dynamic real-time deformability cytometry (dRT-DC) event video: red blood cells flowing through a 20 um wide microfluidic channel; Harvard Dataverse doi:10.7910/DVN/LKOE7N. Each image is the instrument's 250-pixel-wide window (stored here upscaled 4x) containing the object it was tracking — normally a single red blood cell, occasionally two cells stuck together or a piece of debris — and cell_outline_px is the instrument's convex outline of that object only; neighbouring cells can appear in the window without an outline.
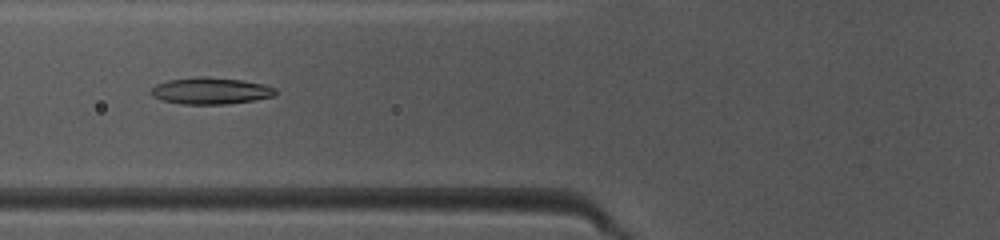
{"species": "common noctule bat (a hibernating species)", "species_latin": "Nyctalus noctula", "temperature_condition": "warm", "stored_images_in_passage": 14, "camera_frame_rate_fps": 3000, "um_per_image_px": 0.085, "animal": {"sex": "female", "body_mass_g": 10.0, "forearm_length_mm": 53.1}, "frame": {"image": 1, "passage_image": 5, "time_ms": 1.333, "image_size_px": [1000, 240], "cell_outline_px": [[276, 96], [228, 104], [184, 104], [164, 100], [152, 96], [148, 92], [156, 84], [168, 80], [200, 76], [204, 76], [244, 80], [264, 84], [276, 88]], "centroid_in_image_um": [17.92, 7.71], "position_along_channel_um": 107.9, "area_um2": 19.42}}